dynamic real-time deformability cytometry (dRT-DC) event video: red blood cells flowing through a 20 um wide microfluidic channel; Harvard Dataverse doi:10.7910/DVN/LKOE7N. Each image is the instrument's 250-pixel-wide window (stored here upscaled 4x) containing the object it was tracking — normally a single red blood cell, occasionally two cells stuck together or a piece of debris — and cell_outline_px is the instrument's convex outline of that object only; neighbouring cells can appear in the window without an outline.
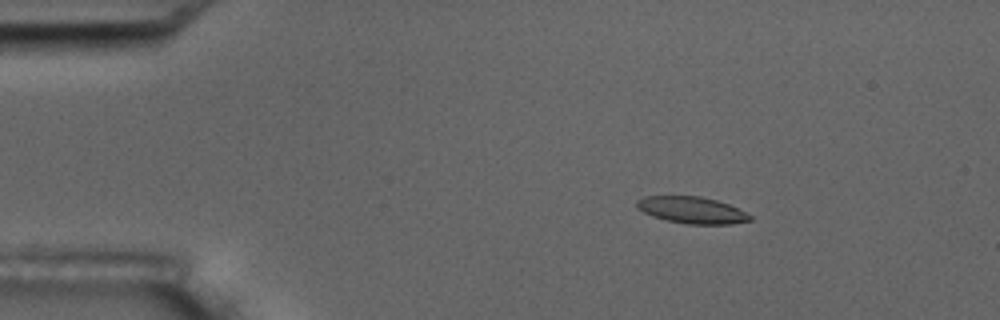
{"species": "common noctule bat (a hibernating species)", "species_latin": "Nyctalus noctula", "temperature_condition": "room temperature", "stored_images_in_passage": 5, "camera_frame_rate_fps": 3000, "um_per_image_px": 0.085, "animal": {"sex": "male", "body_mass_g": 17.5, "forearm_length_mm": 52.3}, "frame": {"image": 1, "passage_image": 2, "time_ms": 1.333, "image_size_px": [1000, 320], "cell_outline_px": [[752, 220], [732, 224], [688, 224], [668, 220], [652, 216], [636, 208], [636, 200], [644, 196], [700, 196], [716, 200], [728, 204], [752, 216]], "centroid_in_image_um": [58.78, 17.85], "position_along_channel_um": 26.2, "area_um2": 17.51}}
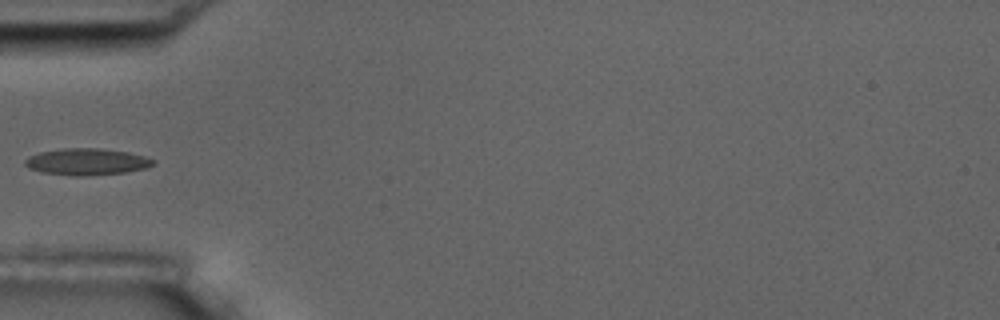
{"frame": {"image": 2, "passage_image": 5, "time_ms": 4.667, "image_size_px": [1000, 320], "cell_outline_px": [[156, 164], [144, 168], [124, 172], [88, 176], [76, 176], [40, 172], [28, 168], [24, 164], [24, 160], [28, 156], [40, 152], [64, 148], [100, 148], [128, 152], [144, 156], [156, 160]], "centroid_in_image_um": [7.36, 13.75], "position_along_channel_um": 77.6, "area_um2": 20.0}}